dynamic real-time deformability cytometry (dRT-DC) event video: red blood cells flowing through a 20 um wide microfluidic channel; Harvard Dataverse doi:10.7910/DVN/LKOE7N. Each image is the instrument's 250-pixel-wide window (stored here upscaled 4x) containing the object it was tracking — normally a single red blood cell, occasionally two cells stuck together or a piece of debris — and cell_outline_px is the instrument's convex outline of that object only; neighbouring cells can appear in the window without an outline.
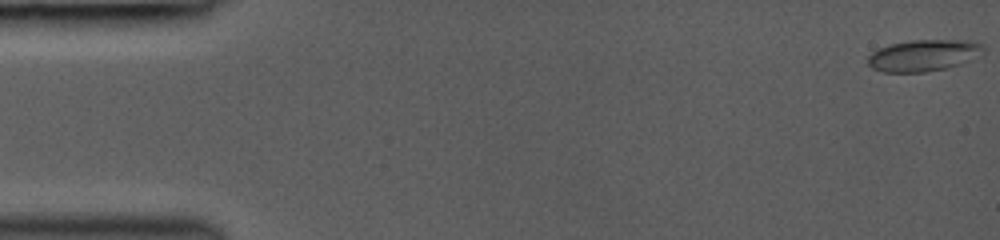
{"species": "common noctule bat (a hibernating species)", "species_latin": "Nyctalus noctula", "temperature_condition": "room temperature", "stored_images_in_passage": 46, "camera_frame_rate_fps": 3000, "um_per_image_px": 0.085, "animal": {"sex": "female", "body_mass_g": 19.0, "forearm_length_mm": 53.3}, "frame": {"image": 1, "passage_image": 1, "time_ms": 0.0, "image_size_px": [1000, 240], "cell_outline_px": [[984, 52], [960, 64], [948, 68], [924, 72], [884, 72], [872, 68], [868, 64], [868, 56], [872, 52], [880, 48], [892, 44], [912, 40], [972, 40], [984, 44]], "centroid_in_image_um": [78.53, 4.7], "position_along_channel_um": 6.5, "area_um2": 21.21}}
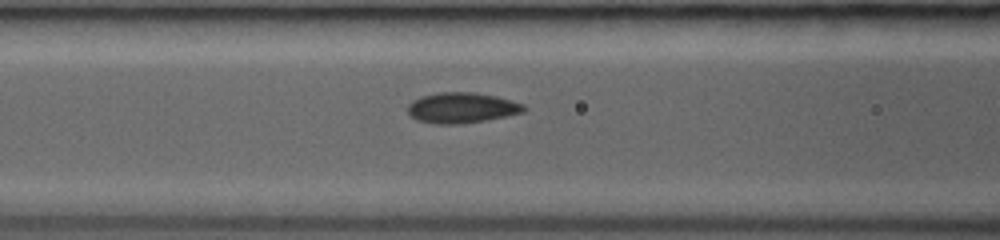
{"frame": {"image": 2, "passage_image": 20, "time_ms": 6.333, "image_size_px": [1000, 240], "cell_outline_px": [[528, 108], [524, 112], [508, 116], [488, 120], [460, 124], [432, 124], [416, 120], [408, 112], [408, 104], [412, 100], [420, 96], [440, 92], [472, 92], [496, 96], [524, 104]], "centroid_in_image_um": [39.26, 9.17], "position_along_channel_um": 127.3, "area_um2": 20.92}}
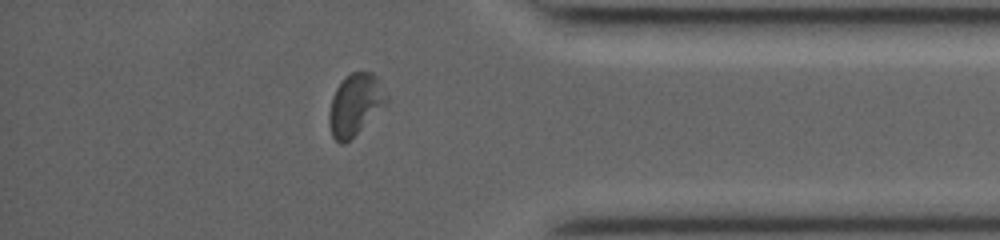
{"frame": {"image": 3, "passage_image": 40, "time_ms": 13.0, "image_size_px": [1000, 240], "cell_outline_px": [[388, 104], [344, 144], [340, 144], [332, 136], [328, 124], [328, 112], [332, 96], [336, 88], [344, 76], [352, 72], [372, 72], [376, 76], [388, 96]], "centroid_in_image_um": [30.18, 8.88], "position_along_channel_um": 405.0, "area_um2": 20.75}, "authors_computed_cell_mechanics": {"area_um2": 20.3167, "velocity_mm_per_s": 4.2907, "shape_relaxation_time_tau1_ms": 5.2787, "shape_relaxation_time_tau2_ms": 1.2594, "deformation_change_tau1": 0.1464, "deformation_change_tau2": 0.0417}}